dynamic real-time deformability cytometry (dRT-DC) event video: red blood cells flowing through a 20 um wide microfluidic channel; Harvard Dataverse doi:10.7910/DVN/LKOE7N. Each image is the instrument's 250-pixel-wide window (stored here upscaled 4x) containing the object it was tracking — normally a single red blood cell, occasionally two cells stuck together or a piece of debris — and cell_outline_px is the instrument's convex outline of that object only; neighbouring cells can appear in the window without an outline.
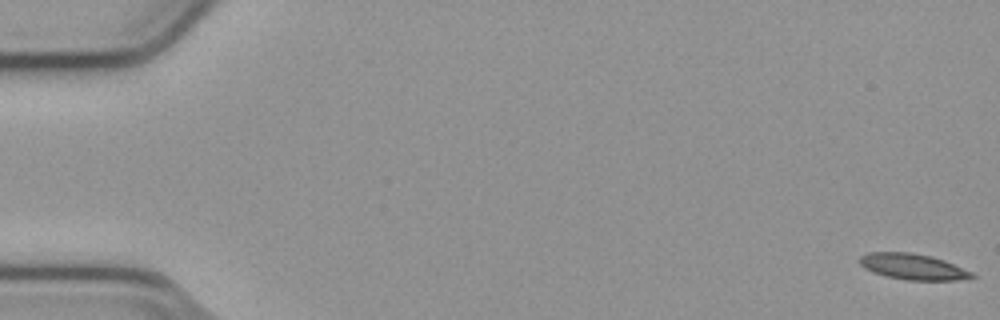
{"species": "common noctule bat (a hibernating species)", "species_latin": "Nyctalus noctula", "temperature_condition": "cold", "stored_images_in_passage": 20, "camera_frame_rate_fps": 3000, "um_per_image_px": 0.085, "animal": {"sex": "male", "body_mass_g": 23.1, "forearm_length_mm": 52.7}, "frame": {"image": 1, "passage_image": 1, "time_ms": 0.0, "image_size_px": [1000, 320], "cell_outline_px": [[976, 276], [956, 280], [908, 280], [888, 276], [872, 272], [864, 268], [856, 260], [860, 256], [868, 252], [912, 252], [932, 256], [944, 260], [972, 272]], "centroid_in_image_um": [77.54, 22.65], "position_along_channel_um": 7.5, "area_um2": 16.94}}
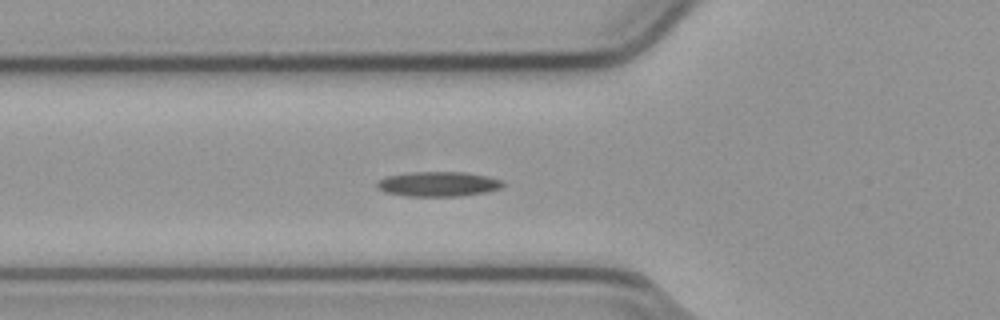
{"frame": {"image": 2, "passage_image": 20, "time_ms": 6.333, "image_size_px": [1000, 320], "cell_outline_px": [[504, 188], [484, 192], [460, 196], [404, 196], [384, 192], [376, 188], [376, 180], [384, 176], [412, 172], [464, 172], [488, 176], [504, 180]], "centroid_in_image_um": [37.22, 15.64], "position_along_channel_um": 88.6, "area_um2": 18.55}}